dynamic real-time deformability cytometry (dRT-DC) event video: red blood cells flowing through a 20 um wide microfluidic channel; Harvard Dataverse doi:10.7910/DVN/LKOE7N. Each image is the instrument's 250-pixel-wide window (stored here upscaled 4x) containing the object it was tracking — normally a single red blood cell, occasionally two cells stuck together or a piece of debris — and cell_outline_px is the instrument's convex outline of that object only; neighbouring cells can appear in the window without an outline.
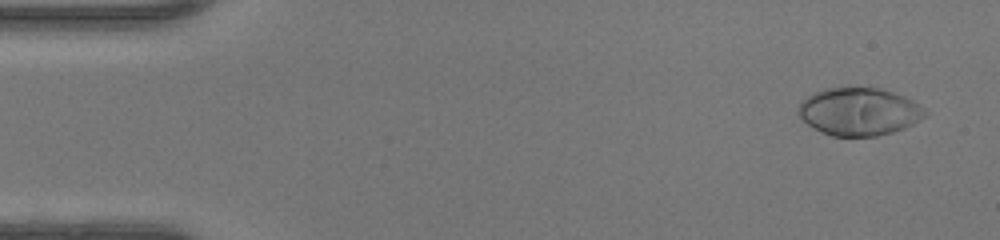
{"species": "human", "species_latin": "Homo sapiens", "temperature_condition": "warm", "stored_images_in_passage": 47, "camera_frame_rate_fps": 3000, "um_per_image_px": 0.085, "donor": {"sex": "female"}, "frame": {"image": 1, "passage_image": 3, "time_ms": 0.667, "image_size_px": [1000, 240], "cell_outline_px": [[928, 116], [904, 128], [892, 132], [876, 136], [832, 136], [820, 132], [812, 128], [796, 112], [800, 104], [808, 96], [824, 88], [880, 88], [904, 96], [912, 100], [924, 108], [928, 112]], "centroid_in_image_um": [73.04, 9.5], "position_along_channel_um": 12.0, "area_um2": 35.2}}
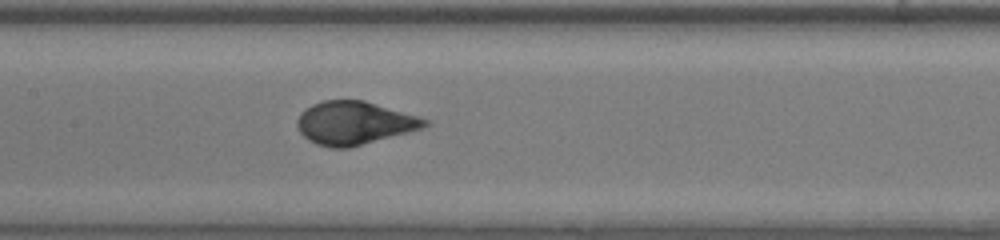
{"frame": {"image": 2, "passage_image": 23, "time_ms": 7.333, "image_size_px": [1000, 240], "cell_outline_px": [[432, 124], [424, 128], [348, 148], [332, 148], [316, 144], [308, 140], [300, 132], [296, 124], [296, 120], [300, 112], [304, 108], [312, 104], [324, 100], [364, 100], [416, 116], [428, 120]], "centroid_in_image_um": [30.08, 10.45], "position_along_channel_um": 177.3, "area_um2": 32.08}}
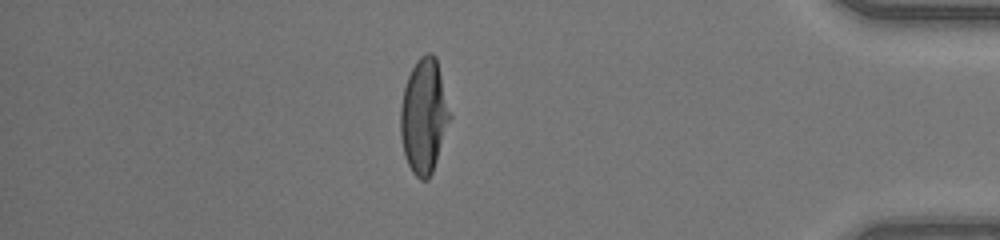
{"frame": {"image": 3, "passage_image": 41, "time_ms": 13.333, "image_size_px": [1000, 240], "cell_outline_px": [[452, 116], [432, 172], [428, 180], [420, 180], [412, 172], [408, 164], [404, 152], [400, 136], [400, 108], [404, 88], [408, 76], [416, 60], [420, 56], [428, 52], [432, 52], [436, 56]], "centroid_in_image_um": [36.04, 9.84], "position_along_channel_um": 399.2, "area_um2": 33.12}, "authors_computed_cell_mechanics": {"area_um2": 32.8304, "velocity_mm_per_s": 4.379, "shape_relaxation_time_tau1_ms": 3.5838, "shape_relaxation_time_tau2_ms": null, "deformation_change_tau1": 0.2482, "deformation_change_tau2": null}}